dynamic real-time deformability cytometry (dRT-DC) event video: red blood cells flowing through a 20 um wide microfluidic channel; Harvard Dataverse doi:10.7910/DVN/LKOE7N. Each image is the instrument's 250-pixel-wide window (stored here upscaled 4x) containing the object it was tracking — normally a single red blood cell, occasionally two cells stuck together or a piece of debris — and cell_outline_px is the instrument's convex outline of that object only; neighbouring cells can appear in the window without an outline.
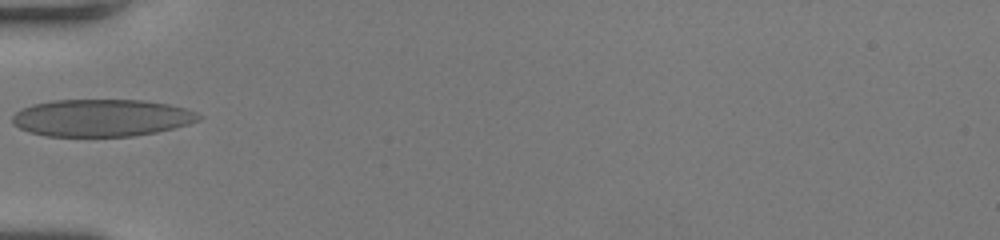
{"species": "human", "species_latin": "Homo sapiens", "temperature_condition": "room temperature", "stored_images_in_passage": 34, "camera_frame_rate_fps": 3000, "um_per_image_px": 0.085, "donor": {"sex": "female"}, "frame": {"image": 1, "passage_image": 1, "time_ms": 0.0, "image_size_px": [1000, 240], "cell_outline_px": [[204, 116], [200, 120], [188, 124], [156, 132], [132, 136], [44, 136], [28, 132], [12, 124], [12, 116], [20, 108], [32, 104], [52, 100], [144, 100], [168, 104], [184, 108], [196, 112]], "centroid_in_image_um": [8.6, 10.01], "position_along_channel_um": 76.4, "area_um2": 40.63}}
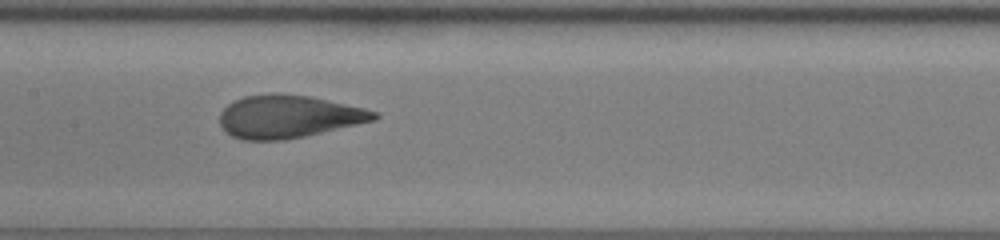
{"frame": {"image": 2, "passage_image": 9, "time_ms": 2.667, "image_size_px": [1000, 240], "cell_outline_px": [[380, 116], [376, 120], [304, 136], [284, 140], [244, 140], [232, 136], [224, 132], [220, 124], [220, 112], [228, 104], [244, 96], [276, 92], [312, 96], [364, 108], [376, 112]], "centroid_in_image_um": [24.5, 9.9], "position_along_channel_um": 182.9, "area_um2": 38.67}}
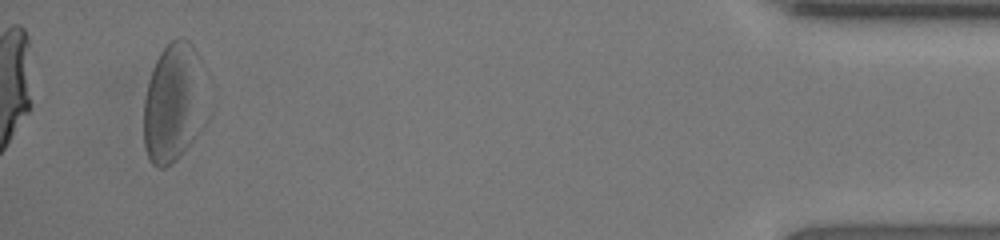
{"frame": {"image": 3, "passage_image": 32, "time_ms": 10.333, "image_size_px": [1000, 240], "cell_outline_px": [[204, 64], [192, 140], [176, 160], [164, 168], [160, 168], [152, 164], [148, 160], [144, 144], [144, 100], [148, 80], [152, 68], [160, 52], [172, 40], [180, 36], [188, 40], [192, 44]], "centroid_in_image_um": [14.61, 8.67], "position_along_channel_um": 420.6, "area_um2": 41.44}}